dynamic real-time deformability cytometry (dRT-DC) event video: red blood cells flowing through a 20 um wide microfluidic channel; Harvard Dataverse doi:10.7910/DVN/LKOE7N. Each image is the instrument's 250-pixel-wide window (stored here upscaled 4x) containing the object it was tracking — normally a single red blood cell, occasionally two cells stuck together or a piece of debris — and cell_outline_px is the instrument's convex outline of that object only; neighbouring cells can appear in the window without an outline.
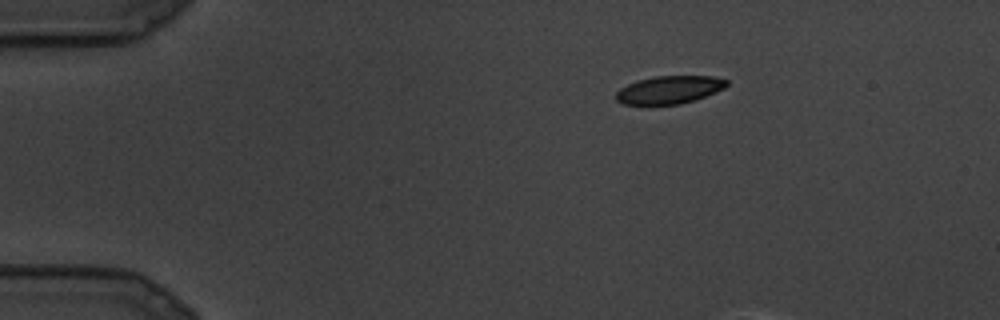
{"species": "common noctule bat (a hibernating species)", "species_latin": "Nyctalus noctula", "temperature_condition": "cold", "stored_images_in_passage": 19, "camera_frame_rate_fps": 3000, "um_per_image_px": 0.085, "animal": {"sex": "male", "body_mass_g": 19.5, "forearm_length_mm": 54.6}, "frame": {"image": 1, "passage_image": 1, "time_ms": 0.0, "image_size_px": [1000, 320], "cell_outline_px": [[728, 84], [724, 88], [716, 92], [696, 100], [680, 104], [624, 104], [616, 100], [616, 92], [620, 88], [636, 80], [656, 76], [712, 76], [728, 80]], "centroid_in_image_um": [56.9, 7.62], "position_along_channel_um": 28.1, "area_um2": 17.98}}